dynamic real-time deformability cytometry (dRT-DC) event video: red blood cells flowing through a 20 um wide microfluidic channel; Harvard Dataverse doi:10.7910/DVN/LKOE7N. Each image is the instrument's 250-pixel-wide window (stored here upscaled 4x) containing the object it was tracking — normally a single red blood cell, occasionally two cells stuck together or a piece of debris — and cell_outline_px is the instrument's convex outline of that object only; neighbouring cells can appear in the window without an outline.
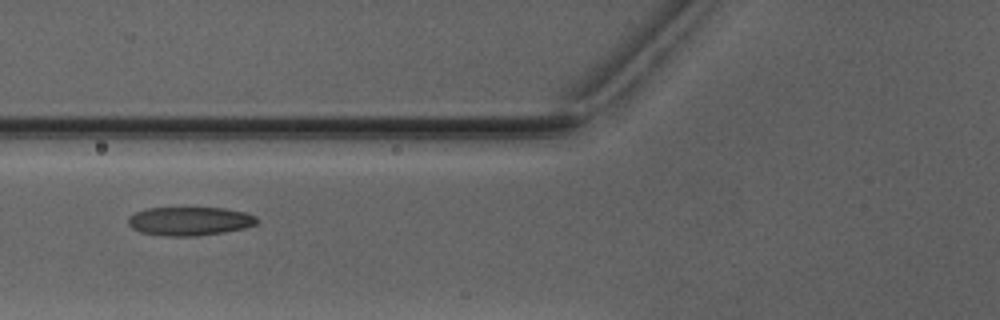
{"species": "Egyptian fruit bat (a non-hibernating species)", "species_latin": "Rousettus aegyptiacus", "temperature_condition": "warm", "stored_images_in_passage": 2, "camera_frame_rate_fps": 3000, "um_per_image_px": 0.085, "animal": {"sex": "male"}, "frame": {"image": 1, "passage_image": 2, "time_ms": 2.0, "image_size_px": [1000, 320], "cell_outline_px": [[260, 220], [256, 224], [244, 228], [224, 232], [196, 236], [160, 236], [140, 232], [132, 228], [128, 224], [128, 216], [136, 212], [148, 208], [224, 208], [244, 212], [256, 216]], "centroid_in_image_um": [16.11, 18.8], "position_along_channel_um": 109.7, "area_um2": 21.62}}